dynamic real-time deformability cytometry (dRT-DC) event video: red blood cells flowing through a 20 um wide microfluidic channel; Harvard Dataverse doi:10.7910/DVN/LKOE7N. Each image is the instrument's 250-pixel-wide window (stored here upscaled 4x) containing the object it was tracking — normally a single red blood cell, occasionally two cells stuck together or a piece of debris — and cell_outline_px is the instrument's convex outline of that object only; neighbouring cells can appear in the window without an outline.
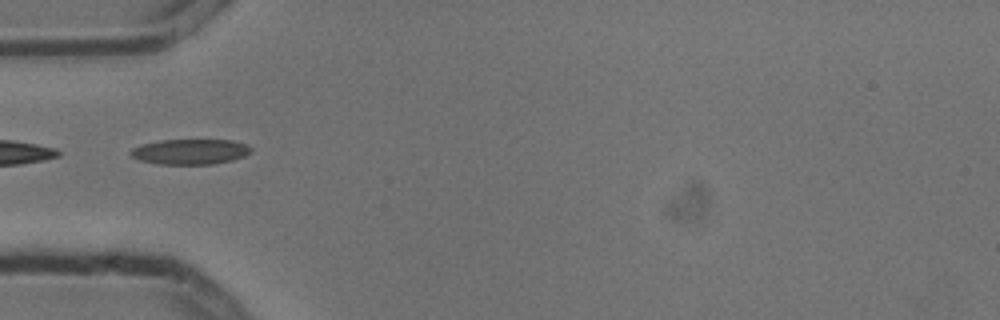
{"species": "common noctule bat (a hibernating species)", "species_latin": "Nyctalus noctula", "temperature_condition": "cold", "stored_images_in_passage": 2, "camera_frame_rate_fps": 3000, "um_per_image_px": 0.085, "animal": {"sex": "male", "body_mass_g": 13.3}, "frame": {"image": 1, "passage_image": 2, "time_ms": 0.333, "image_size_px": [1000, 320], "cell_outline_px": [[252, 152], [244, 156], [232, 160], [212, 164], [156, 164], [140, 160], [132, 156], [128, 152], [132, 148], [140, 144], [160, 140], [232, 140], [248, 144], [252, 148]], "centroid_in_image_um": [16.17, 12.89], "position_along_channel_um": 68.8, "area_um2": 17.92}}